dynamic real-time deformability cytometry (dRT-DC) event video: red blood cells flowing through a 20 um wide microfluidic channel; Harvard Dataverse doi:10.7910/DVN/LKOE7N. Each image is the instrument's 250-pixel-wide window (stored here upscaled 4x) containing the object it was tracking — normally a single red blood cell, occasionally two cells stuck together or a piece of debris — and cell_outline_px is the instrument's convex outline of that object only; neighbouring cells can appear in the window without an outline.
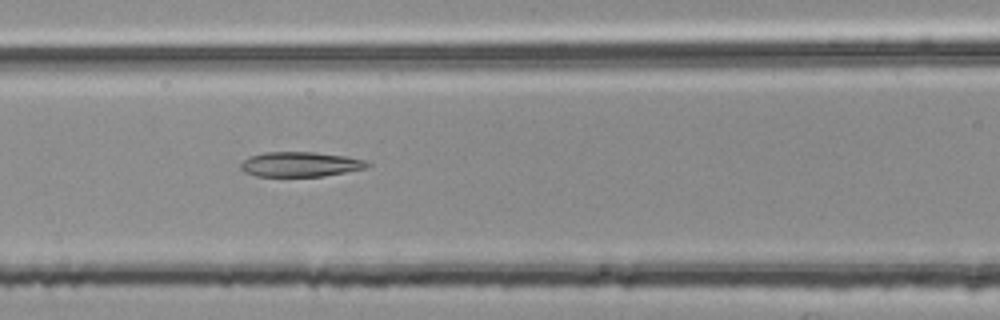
{"species": "common noctule bat (a hibernating species)", "species_latin": "Nyctalus noctula", "temperature_condition": "room temperature", "stored_images_in_passage": 53, "segment_of_instrument_passage": [2, 2], "camera_frame_rate_fps": 3000, "um_per_image_px": 0.085, "animal": {"sex": "female", "body_mass_g": 25.1}, "frame": {"image": 1, "passage_image": 22, "time_ms": 7.0, "image_size_px": [1000, 320], "cell_outline_px": [[372, 164], [364, 168], [324, 176], [256, 176], [244, 172], [240, 168], [240, 164], [248, 156], [264, 152], [316, 152], [344, 156], [364, 160]], "centroid_in_image_um": [25.47, 13.96], "position_along_channel_um": 141.1, "area_um2": 18.26}}
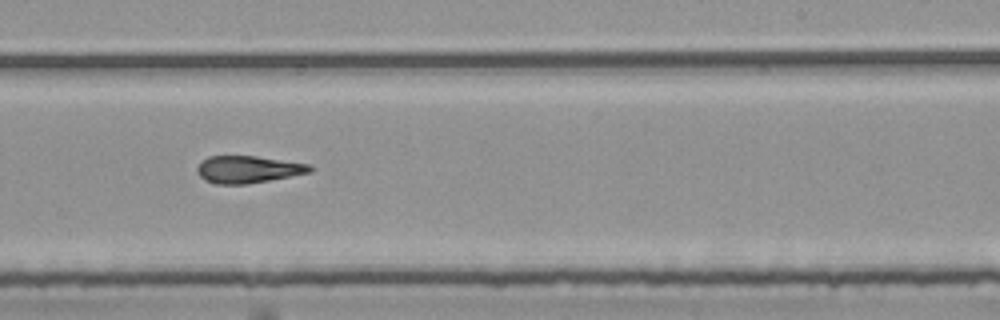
{"frame": {"image": 2, "passage_image": 32, "time_ms": 10.333, "image_size_px": [1000, 320], "cell_outline_px": [[316, 168], [312, 172], [268, 180], [244, 184], [216, 184], [204, 180], [196, 172], [196, 168], [200, 160], [208, 156], [256, 156], [312, 164]], "centroid_in_image_um": [21.08, 14.39], "position_along_channel_um": 267.9, "area_um2": 18.09}}
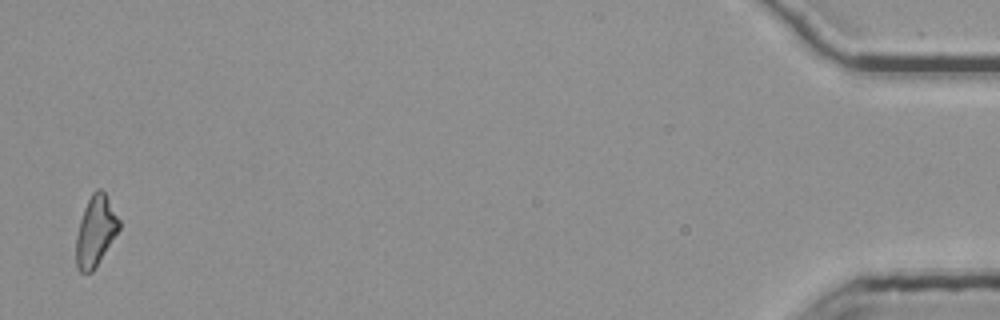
{"frame": {"image": 3, "passage_image": 52, "time_ms": 17.0, "image_size_px": [1000, 320], "cell_outline_px": [[120, 228], [92, 272], [80, 272], [76, 264], [76, 236], [80, 220], [84, 208], [92, 192], [96, 188], [100, 188], [104, 192], [120, 220]], "centroid_in_image_um": [8.11, 19.62], "position_along_channel_um": 427.1, "area_um2": 17.34}}